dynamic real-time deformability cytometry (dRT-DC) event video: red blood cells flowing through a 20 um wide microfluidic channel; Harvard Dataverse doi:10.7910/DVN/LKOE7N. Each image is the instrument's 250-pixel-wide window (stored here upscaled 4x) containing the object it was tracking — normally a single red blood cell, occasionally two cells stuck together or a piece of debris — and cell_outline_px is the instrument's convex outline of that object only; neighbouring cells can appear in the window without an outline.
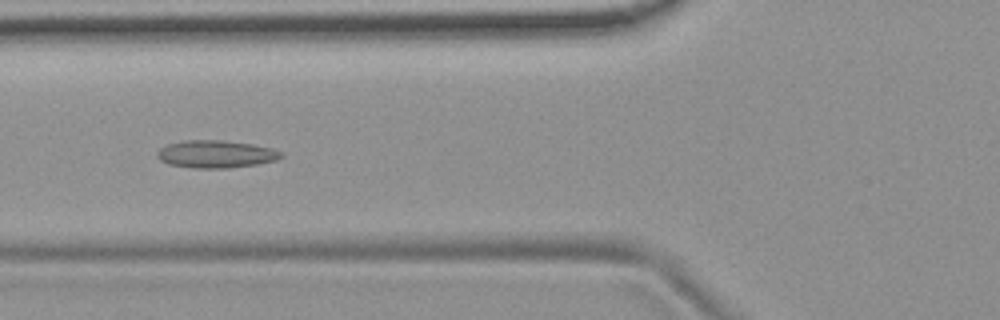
{"species": "common noctule bat (a hibernating species)", "species_latin": "Nyctalus noctula", "temperature_condition": "room temperature", "stored_images_in_passage": 54, "camera_frame_rate_fps": 3000, "um_per_image_px": 0.085, "animal": {"sex": "female", "body_mass_g": 19.9}, "frame": {"image": 1, "passage_image": 21, "time_ms": 6.667, "image_size_px": [1000, 320], "cell_outline_px": [[284, 156], [276, 160], [256, 164], [228, 168], [192, 168], [168, 164], [160, 160], [156, 156], [156, 152], [160, 148], [168, 144], [184, 140], [220, 140], [252, 144], [272, 148], [284, 152]], "centroid_in_image_um": [18.35, 13.1], "position_along_channel_um": 107.5, "area_um2": 20.0}}
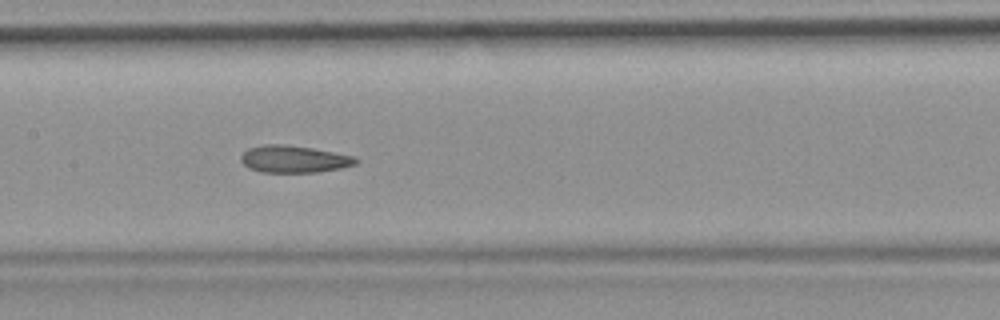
{"frame": {"image": 2, "passage_image": 27, "time_ms": 8.667, "image_size_px": [1000, 320], "cell_outline_px": [[360, 160], [356, 164], [340, 168], [320, 172], [260, 172], [248, 168], [240, 160], [240, 156], [248, 148], [264, 144], [284, 144], [312, 148], [356, 156]], "centroid_in_image_um": [24.99, 13.52], "position_along_channel_um": 182.4, "area_um2": 18.32}}
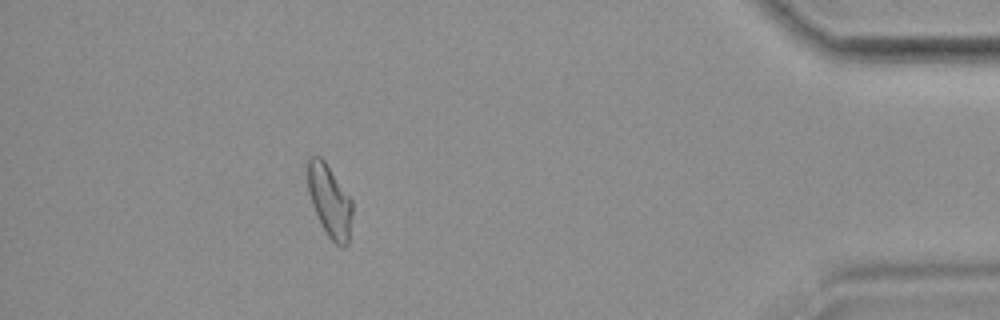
{"frame": {"image": 3, "passage_image": 49, "time_ms": 16.0, "image_size_px": [1000, 320], "cell_outline_px": [[352, 216], [348, 244], [344, 248], [340, 248], [328, 236], [312, 204], [308, 188], [308, 156], [320, 156], [324, 160], [352, 200]], "centroid_in_image_um": [28.04, 17.09], "position_along_channel_um": 407.2, "area_um2": 18.5}, "authors_computed_cell_mechanics": {"area_um2": 19.2185, "velocity_mm_per_s": 3.754, "shape_relaxation_time_tau1_ms": null, "shape_relaxation_time_tau2_ms": 3.6222, "deformation_change_tau1": null, "deformation_change_tau2": 0.1221}}